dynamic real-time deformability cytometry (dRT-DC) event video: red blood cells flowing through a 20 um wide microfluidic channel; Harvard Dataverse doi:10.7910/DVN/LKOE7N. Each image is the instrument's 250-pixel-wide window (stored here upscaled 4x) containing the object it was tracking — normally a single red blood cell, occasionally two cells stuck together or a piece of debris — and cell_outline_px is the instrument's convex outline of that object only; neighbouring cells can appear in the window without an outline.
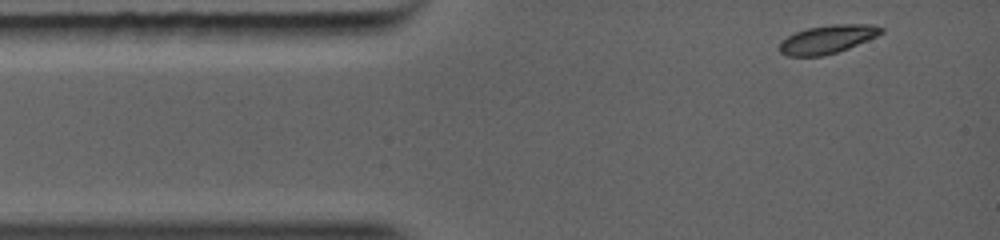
{"species": "common noctule bat (a hibernating species)", "species_latin": "Nyctalus noctula", "temperature_condition": "warm", "stored_images_in_passage": 23, "camera_frame_rate_fps": 5000, "um_per_image_px": 0.085, "animal": {"sex": "female", "body_mass_g": 19.0, "forearm_length_mm": 56.7}, "frame": {"image": 1, "passage_image": 1, "time_ms": 0.0, "image_size_px": [1000, 240], "cell_outline_px": [[884, 32], [876, 36], [848, 48], [836, 52], [820, 56], [788, 56], [780, 52], [780, 40], [796, 32], [808, 28], [832, 24], [872, 24], [884, 28]], "centroid_in_image_um": [70.33, 3.33], "position_along_channel_um": 14.7, "area_um2": 16.65}}
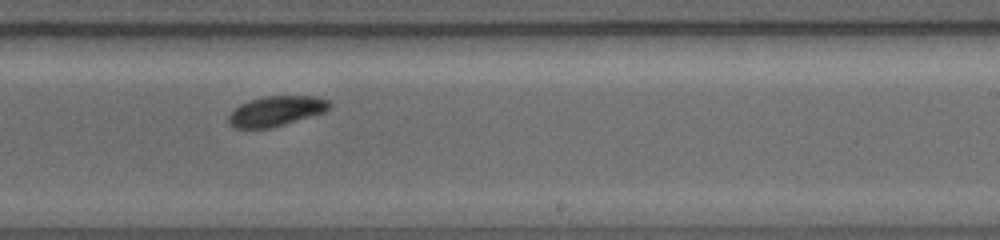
{"frame": {"image": 2, "passage_image": 15, "time_ms": 6.2, "image_size_px": [1000, 240], "cell_outline_px": [[332, 104], [324, 112], [272, 128], [232, 128], [228, 124], [228, 116], [240, 104], [248, 100], [264, 96], [316, 96], [332, 100]], "centroid_in_image_um": [23.47, 9.43], "position_along_channel_um": 265.5, "area_um2": 17.8}}
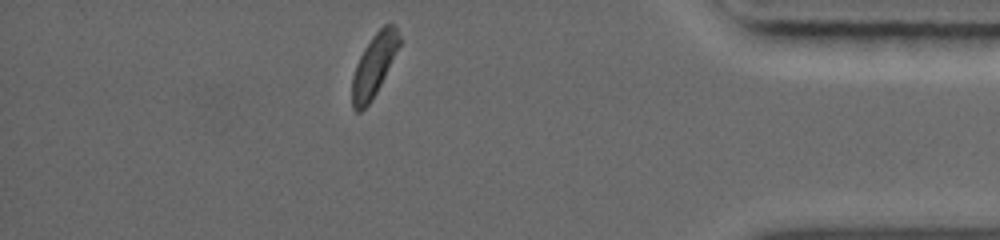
{"frame": {"image": 3, "passage_image": 23, "time_ms": 9.8, "image_size_px": [1000, 240], "cell_outline_px": [[400, 44], [376, 92], [368, 104], [360, 112], [356, 112], [352, 108], [352, 76], [356, 64], [364, 48], [372, 36], [384, 24], [392, 24], [396, 28], [400, 36]], "centroid_in_image_um": [31.76, 5.55], "position_along_channel_um": 403.4, "area_um2": 16.76}}